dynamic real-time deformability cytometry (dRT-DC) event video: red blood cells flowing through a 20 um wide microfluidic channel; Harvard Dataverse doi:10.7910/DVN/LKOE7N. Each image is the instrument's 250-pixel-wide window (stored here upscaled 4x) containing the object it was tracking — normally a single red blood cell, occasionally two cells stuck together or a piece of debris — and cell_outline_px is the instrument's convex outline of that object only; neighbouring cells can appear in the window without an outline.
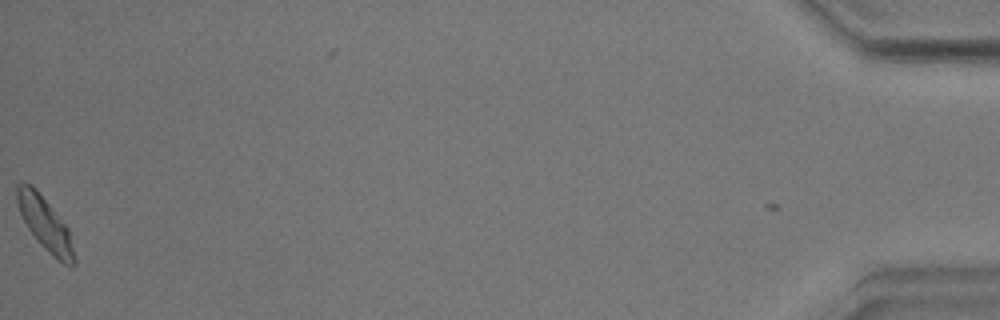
{"species": "common noctule bat (a hibernating species)", "species_latin": "Nyctalus noctula", "temperature_condition": "warm", "stored_images_in_passage": 43, "camera_frame_rate_fps": 3000, "um_per_image_px": 0.085, "animal": {"sex": "male", "body_mass_g": 17.9}, "frame": {"image": 1, "passage_image": 42, "time_ms": 13.667, "image_size_px": [1000, 320], "cell_outline_px": [[76, 264], [72, 268], [56, 260], [40, 244], [28, 228], [20, 212], [16, 200], [16, 184], [32, 184], [36, 188], [68, 228], [76, 260]], "centroid_in_image_um": [3.85, 19.07], "position_along_channel_um": 431.3, "area_um2": 17.63}, "authors_computed_cell_mechanics": {"area_um2": 16.9354, "velocity_mm_per_s": 3.4984, "shape_relaxation_time_tau1_ms": 3.6617, "shape_relaxation_time_tau2_ms": 1.7416, "deformation_change_tau1": 0.1893, "deformation_change_tau2": 0.0822}}